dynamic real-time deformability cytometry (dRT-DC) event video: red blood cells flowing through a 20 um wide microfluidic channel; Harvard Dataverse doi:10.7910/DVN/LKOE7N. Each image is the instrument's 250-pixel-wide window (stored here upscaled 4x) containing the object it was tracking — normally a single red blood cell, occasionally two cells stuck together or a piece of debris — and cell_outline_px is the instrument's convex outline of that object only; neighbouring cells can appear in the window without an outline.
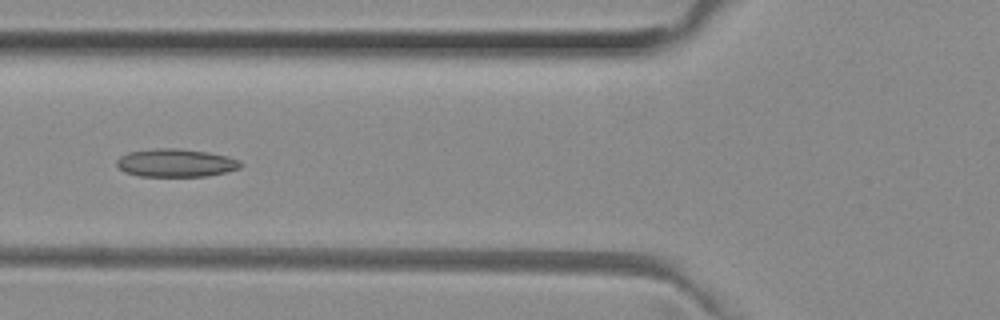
{"species": "common noctule bat (a hibernating species)", "species_latin": "Nyctalus noctula", "temperature_condition": "room temperature", "stored_images_in_passage": 35, "camera_frame_rate_fps": 3000, "um_per_image_px": 0.085, "animal": {"sex": "female", "body_mass_g": 29.2, "forearm_length_mm": 56.3}, "frame": {"image": 1, "passage_image": 7, "time_ms": 2.0, "image_size_px": [1000, 320], "cell_outline_px": [[244, 164], [240, 168], [208, 176], [140, 176], [124, 172], [116, 164], [116, 160], [120, 156], [128, 152], [156, 148], [180, 148], [208, 152], [228, 156], [240, 160]], "centroid_in_image_um": [14.96, 13.84], "position_along_channel_um": 110.8, "area_um2": 20.4}}
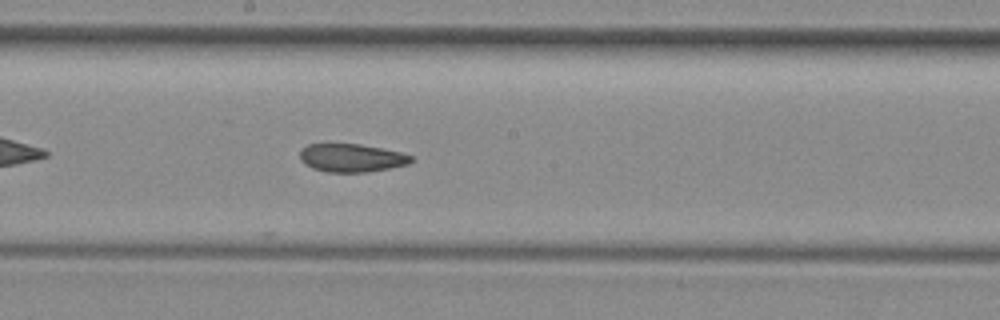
{"frame": {"image": 2, "passage_image": 15, "time_ms": 4.667, "image_size_px": [1000, 320], "cell_outline_px": [[412, 160], [408, 164], [368, 172], [324, 172], [312, 168], [300, 160], [300, 152], [308, 144], [360, 144], [400, 152], [412, 156]], "centroid_in_image_um": [29.86, 13.42], "position_along_channel_um": 218.3, "area_um2": 18.09}}
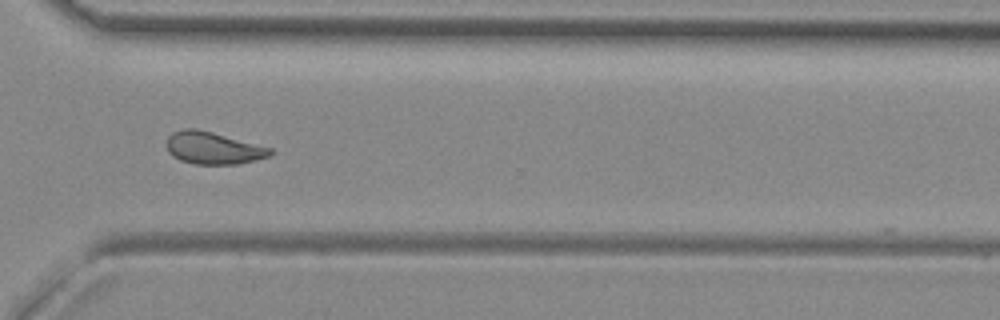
{"frame": {"image": 3, "passage_image": 25, "time_ms": 8.0, "image_size_px": [1000, 320], "cell_outline_px": [[272, 152], [268, 156], [236, 164], [196, 164], [180, 160], [172, 156], [168, 152], [164, 144], [168, 136], [172, 132], [184, 128], [196, 128], [212, 132], [272, 148]], "centroid_in_image_um": [18.03, 12.57], "position_along_channel_um": 352.6, "area_um2": 19.42}, "authors_computed_cell_mechanics": {"area_um2": 19.363, "velocity_mm_per_s": 4.0337, "shape_relaxation_time_tau1_ms": null, "shape_relaxation_time_tau2_ms": 2.0109, "deformation_change_tau1": null, "deformation_change_tau2": 0.0782}}